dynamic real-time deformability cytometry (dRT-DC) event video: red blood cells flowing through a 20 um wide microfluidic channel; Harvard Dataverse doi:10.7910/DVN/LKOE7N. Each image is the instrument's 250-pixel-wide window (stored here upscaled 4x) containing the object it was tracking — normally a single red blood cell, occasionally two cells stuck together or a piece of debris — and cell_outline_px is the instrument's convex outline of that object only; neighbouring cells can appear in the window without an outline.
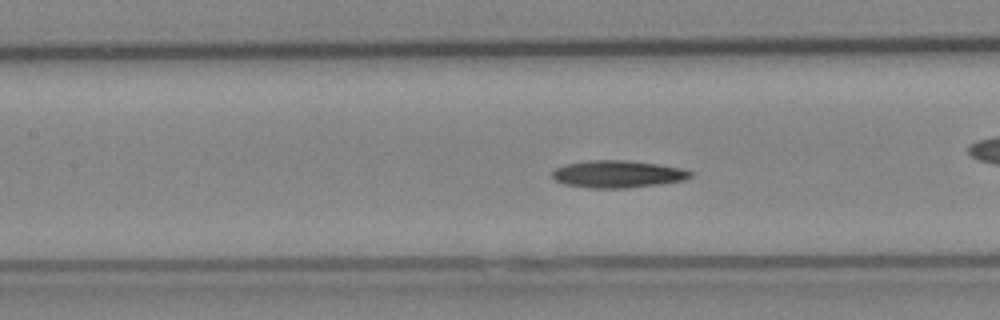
{"species": "Egyptian fruit bat (a non-hibernating species)", "species_latin": "Rousettus aegyptiacus", "temperature_condition": "cold", "stored_images_in_passage": 50, "camera_frame_rate_fps": 3000, "um_per_image_px": 0.085, "animal": {"sex": "female"}, "frame": {"image": 1, "passage_image": 22, "time_ms": 7.0, "image_size_px": [1000, 320], "cell_outline_px": [[692, 176], [684, 180], [628, 188], [592, 188], [564, 184], [556, 180], [552, 176], [552, 172], [556, 168], [564, 164], [588, 160], [624, 160], [656, 164], [680, 168], [692, 172]], "centroid_in_image_um": [52.46, 14.79], "position_along_channel_um": 154.9, "area_um2": 21.73}, "authors_computed_cell_mechanics": {"area_um2": 21.2415, "velocity_mm_per_s": 4.0358, "shape_relaxation_time_tau1_ms": 10.4519, "shape_relaxation_time_tau2_ms": null, "deformation_change_tau1": 0.2177, "deformation_change_tau2": null}}